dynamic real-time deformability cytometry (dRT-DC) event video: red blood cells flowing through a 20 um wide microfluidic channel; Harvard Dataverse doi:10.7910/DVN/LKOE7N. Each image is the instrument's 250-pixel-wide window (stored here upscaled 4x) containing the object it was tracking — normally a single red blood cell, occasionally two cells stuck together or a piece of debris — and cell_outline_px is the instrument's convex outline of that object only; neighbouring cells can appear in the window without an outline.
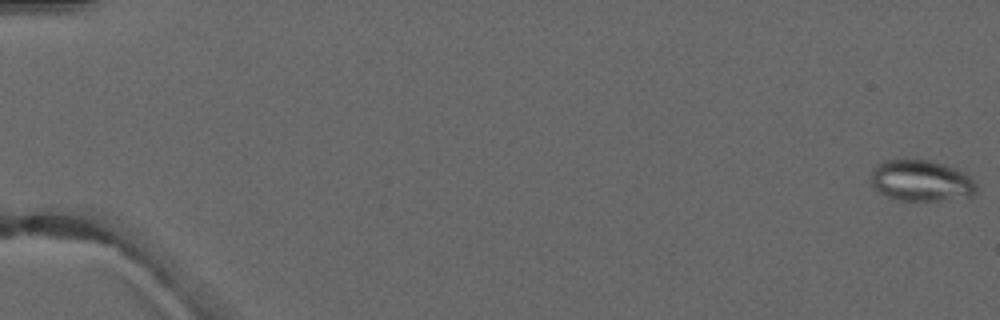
{"species": "common noctule bat (a hibernating species)", "species_latin": "Nyctalus noctula", "temperature_condition": "warm", "stored_images_in_passage": 6, "camera_frame_rate_fps": 3000, "um_per_image_px": 0.085, "animal": {"sex": "male", "forearm_length_mm": 52.5}, "frame": {"image": 1, "passage_image": 1, "time_ms": 0.0, "image_size_px": [1000, 320], "cell_outline_px": [[976, 188], [972, 196], [940, 200], [900, 200], [888, 196], [880, 192], [872, 184], [872, 172], [884, 160], [928, 160], [944, 164], [956, 168], [964, 172], [976, 184]], "centroid_in_image_um": [78.33, 15.35], "position_along_channel_um": 6.7, "area_um2": 24.74}}
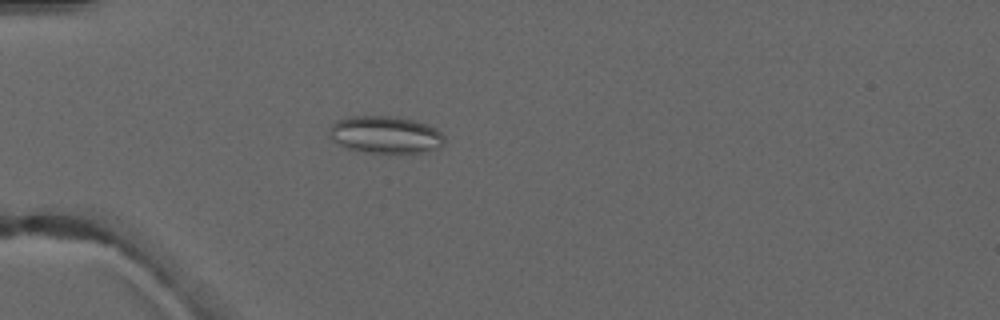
{"frame": {"image": 2, "passage_image": 5, "time_ms": 5.0, "image_size_px": [1000, 320], "cell_outline_px": [[444, 144], [440, 148], [420, 152], [364, 152], [348, 148], [332, 140], [328, 136], [328, 132], [332, 124], [336, 120], [352, 116], [388, 116], [412, 120], [436, 128], [444, 136]], "centroid_in_image_um": [32.73, 11.45], "position_along_channel_um": 52.3, "area_um2": 24.74}}